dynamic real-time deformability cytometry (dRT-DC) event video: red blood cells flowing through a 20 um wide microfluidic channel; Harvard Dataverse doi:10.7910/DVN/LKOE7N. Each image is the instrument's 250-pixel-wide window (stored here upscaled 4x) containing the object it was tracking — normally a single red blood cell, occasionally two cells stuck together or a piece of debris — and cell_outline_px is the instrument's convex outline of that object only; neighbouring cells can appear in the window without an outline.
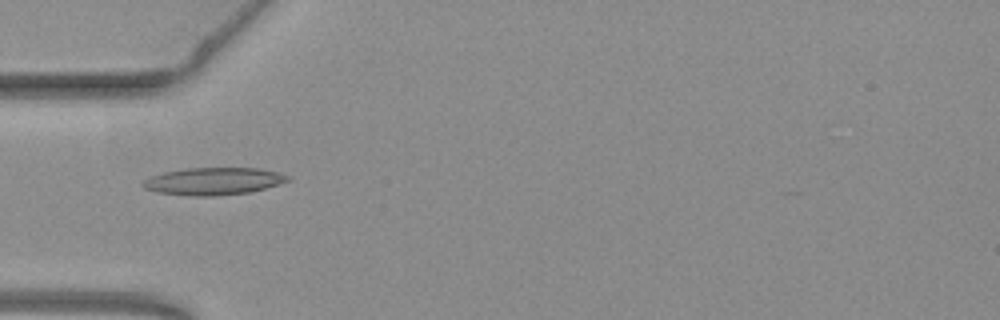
{"species": "common noctule bat (a hibernating species)", "species_latin": "Nyctalus noctula", "temperature_condition": "warm", "stored_images_in_passage": 46, "camera_frame_rate_fps": 3000, "um_per_image_px": 0.085, "animal": {"sex": "female", "body_mass_g": 19.3, "forearm_length_mm": 54.1}, "frame": {"image": 1, "passage_image": 9, "time_ms": 2.667, "image_size_px": [1000, 320], "cell_outline_px": [[292, 180], [264, 188], [248, 192], [212, 196], [192, 196], [156, 192], [144, 188], [140, 184], [140, 180], [148, 176], [164, 172], [188, 168], [260, 168], [280, 172], [292, 176]], "centroid_in_image_um": [18.12, 15.39], "position_along_channel_um": 66.9, "area_um2": 23.35}}
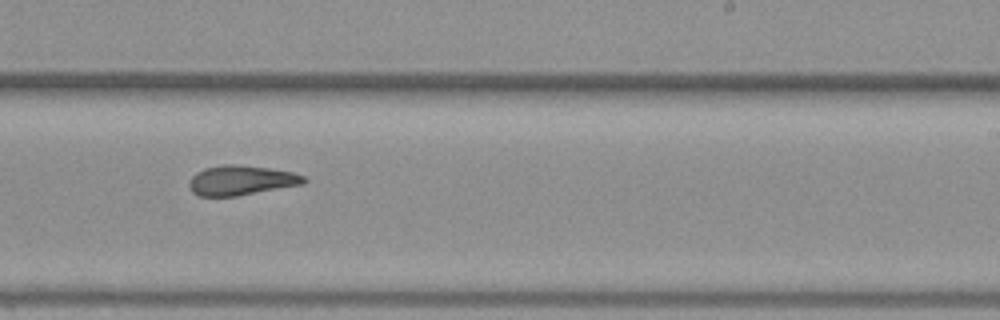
{"frame": {"image": 2, "passage_image": 25, "time_ms": 8.0, "image_size_px": [1000, 320], "cell_outline_px": [[308, 180], [304, 184], [236, 196], [200, 196], [192, 192], [188, 188], [188, 184], [192, 176], [196, 172], [204, 168], [224, 164], [232, 164], [268, 168], [292, 172], [304, 176]], "centroid_in_image_um": [20.48, 15.33], "position_along_channel_um": 268.5, "area_um2": 19.88}}
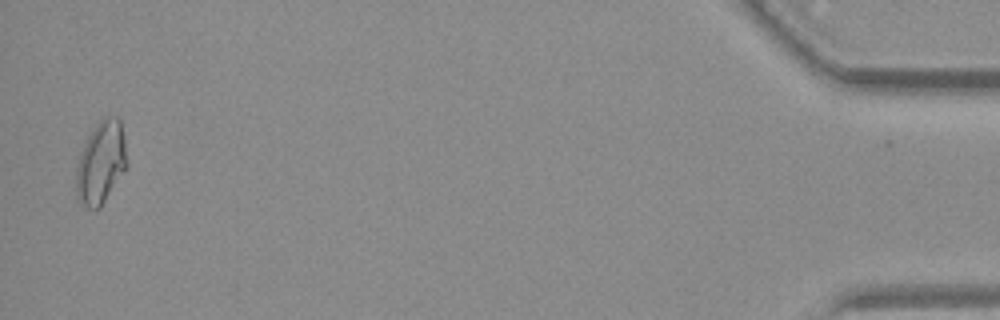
{"frame": {"image": 3, "passage_image": 45, "time_ms": 14.667, "image_size_px": [1000, 320], "cell_outline_px": [[128, 164], [100, 208], [88, 208], [80, 204], [76, 196], [76, 168], [80, 152], [92, 128], [104, 116], [120, 116], [124, 136]], "centroid_in_image_um": [8.58, 13.79], "position_along_channel_um": 426.6, "area_um2": 24.62}, "authors_computed_cell_mechanics": {"area_um2": 20.7791, "velocity_mm_per_s": 3.7781, "shape_relaxation_time_tau1_ms": null, "shape_relaxation_time_tau2_ms": 3.2756, "deformation_change_tau1": null, "deformation_change_tau2": 0.1151}}